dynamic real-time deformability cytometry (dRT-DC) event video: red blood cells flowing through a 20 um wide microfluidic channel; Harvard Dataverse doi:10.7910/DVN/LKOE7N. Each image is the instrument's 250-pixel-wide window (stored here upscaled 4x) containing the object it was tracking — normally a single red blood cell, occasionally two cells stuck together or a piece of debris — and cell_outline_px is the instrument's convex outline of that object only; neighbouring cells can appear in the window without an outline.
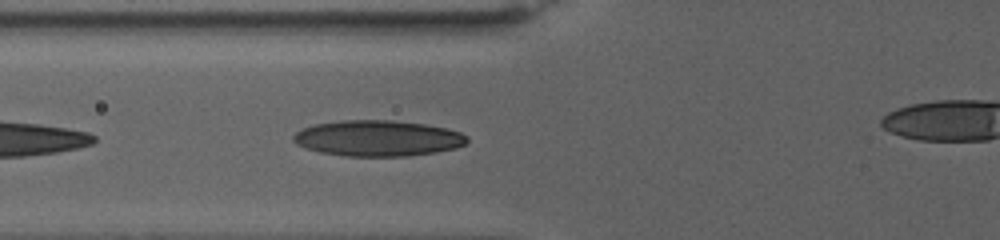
{"species": "human", "species_latin": "Homo sapiens", "temperature_condition": "warm", "stored_images_in_passage": 45, "camera_frame_rate_fps": 3000, "um_per_image_px": 0.085, "donor": {"sex": "female"}, "frame": {"image": 1, "passage_image": 4, "time_ms": 1.0, "image_size_px": [1000, 240], "cell_outline_px": [[468, 140], [464, 144], [456, 148], [436, 152], [408, 156], [344, 156], [320, 152], [304, 148], [296, 144], [292, 140], [292, 136], [296, 132], [304, 128], [316, 124], [344, 120], [392, 120], [424, 124], [444, 128], [460, 132], [468, 136]], "centroid_in_image_um": [32.1, 11.76], "position_along_channel_um": 93.7, "area_um2": 36.3}}
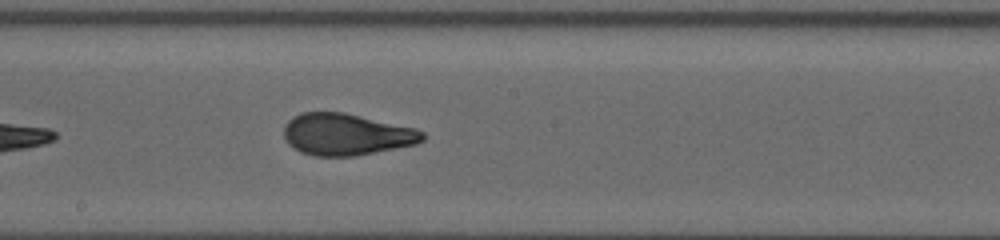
{"frame": {"image": 2, "passage_image": 18, "time_ms": 5.667, "image_size_px": [1000, 240], "cell_outline_px": [[424, 140], [416, 144], [356, 156], [312, 156], [300, 152], [292, 148], [288, 144], [284, 136], [284, 124], [292, 116], [300, 112], [344, 112], [416, 128], [424, 132]], "centroid_in_image_um": [29.41, 11.42], "position_along_channel_um": 218.8, "area_um2": 34.04}}
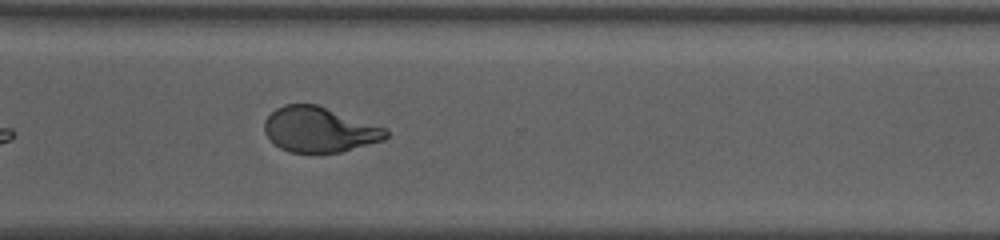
{"frame": {"image": 3, "passage_image": 32, "time_ms": 10.333, "image_size_px": [1000, 240], "cell_outline_px": [[388, 136], [384, 140], [340, 152], [288, 152], [280, 148], [264, 132], [264, 120], [276, 108], [284, 104], [316, 104], [388, 128]], "centroid_in_image_um": [27.16, 11.01], "position_along_channel_um": 343.4, "area_um2": 31.96}}